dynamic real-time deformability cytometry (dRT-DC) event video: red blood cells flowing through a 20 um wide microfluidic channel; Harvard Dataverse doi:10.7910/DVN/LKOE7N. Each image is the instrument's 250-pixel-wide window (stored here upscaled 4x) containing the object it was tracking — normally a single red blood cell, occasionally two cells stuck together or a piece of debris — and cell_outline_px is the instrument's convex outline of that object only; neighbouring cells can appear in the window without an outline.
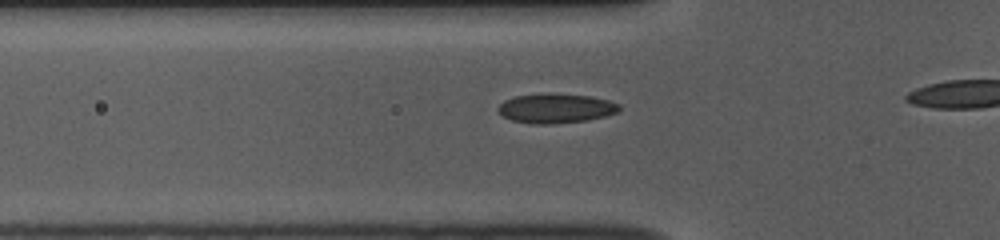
{"species": "common noctule bat (a hibernating species)", "species_latin": "Nyctalus noctula", "temperature_condition": "room temperature", "stored_images_in_passage": 20, "camera_frame_rate_fps": 3000, "um_per_image_px": 0.085, "animal": {"sex": "female", "body_mass_g": 10.0, "forearm_length_mm": 53.1}, "frame": {"image": 1, "passage_image": 11, "time_ms": 3.333, "image_size_px": [1000, 240], "cell_outline_px": [[620, 108], [616, 112], [604, 116], [588, 120], [552, 124], [532, 124], [512, 120], [504, 116], [496, 108], [504, 100], [516, 96], [548, 92], [552, 92], [592, 96], [608, 100], [620, 104]], "centroid_in_image_um": [47.24, 9.19], "position_along_channel_um": 78.6, "area_um2": 21.04}}
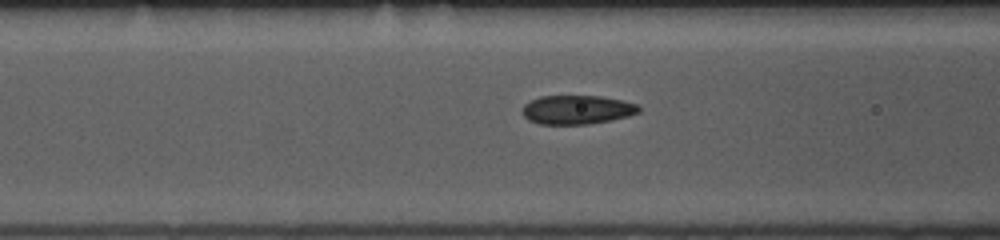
{"frame": {"image": 2, "passage_image": 14, "time_ms": 4.333, "image_size_px": [1000, 240], "cell_outline_px": [[640, 112], [628, 116], [612, 120], [588, 124], [540, 124], [528, 120], [520, 112], [524, 104], [540, 96], [600, 96], [624, 100], [636, 104], [640, 108]], "centroid_in_image_um": [49.04, 9.33], "position_along_channel_um": 117.6, "area_um2": 19.77}}
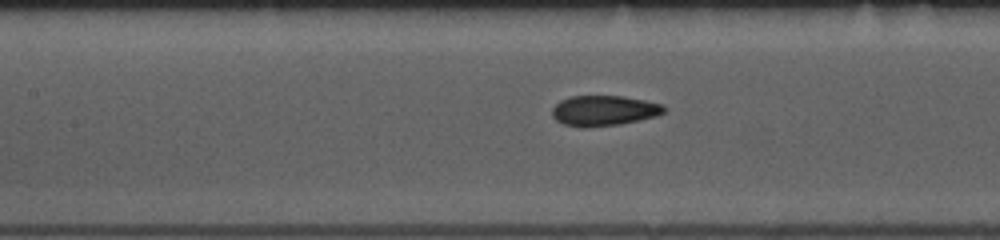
{"frame": {"image": 3, "passage_image": 17, "time_ms": 5.333, "image_size_px": [1000, 240], "cell_outline_px": [[668, 108], [664, 112], [656, 116], [640, 120], [620, 124], [588, 128], [580, 128], [564, 124], [556, 120], [552, 116], [552, 108], [560, 100], [572, 96], [624, 96], [664, 104]], "centroid_in_image_um": [51.34, 9.41], "position_along_channel_um": 156.1, "area_um2": 20.06}}